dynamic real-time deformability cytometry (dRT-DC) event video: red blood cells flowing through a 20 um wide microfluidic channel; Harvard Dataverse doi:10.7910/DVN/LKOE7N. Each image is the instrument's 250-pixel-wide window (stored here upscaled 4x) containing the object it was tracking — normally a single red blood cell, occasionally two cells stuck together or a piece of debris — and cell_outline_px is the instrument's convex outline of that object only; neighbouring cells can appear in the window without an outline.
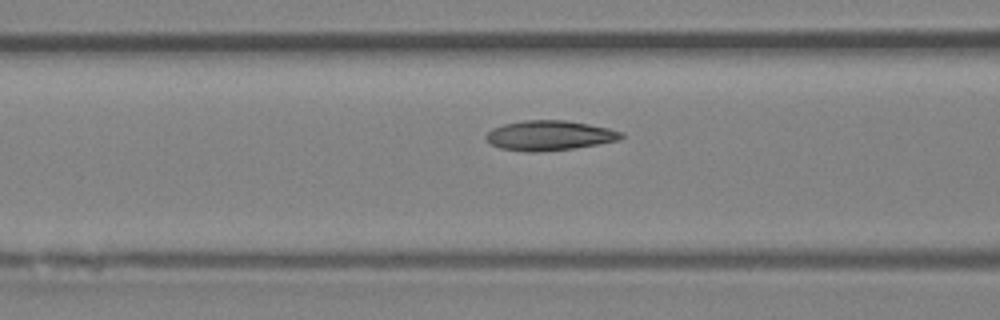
{"species": "Egyptian fruit bat (a non-hibernating species)", "species_latin": "Rousettus aegyptiacus", "temperature_condition": "room temperature", "stored_images_in_passage": 3, "camera_frame_rate_fps": 3000, "um_per_image_px": 0.085, "animal": {"sex": "female"}, "frame": {"image": 1, "passage_image": 3, "time_ms": 2.667, "image_size_px": [1000, 320], "cell_outline_px": [[624, 136], [620, 140], [572, 148], [536, 152], [528, 152], [500, 148], [492, 144], [484, 136], [492, 128], [504, 124], [524, 120], [564, 120], [588, 124], [608, 128], [624, 132]], "centroid_in_image_um": [46.7, 11.51], "position_along_channel_um": 119.9, "area_um2": 23.35}}